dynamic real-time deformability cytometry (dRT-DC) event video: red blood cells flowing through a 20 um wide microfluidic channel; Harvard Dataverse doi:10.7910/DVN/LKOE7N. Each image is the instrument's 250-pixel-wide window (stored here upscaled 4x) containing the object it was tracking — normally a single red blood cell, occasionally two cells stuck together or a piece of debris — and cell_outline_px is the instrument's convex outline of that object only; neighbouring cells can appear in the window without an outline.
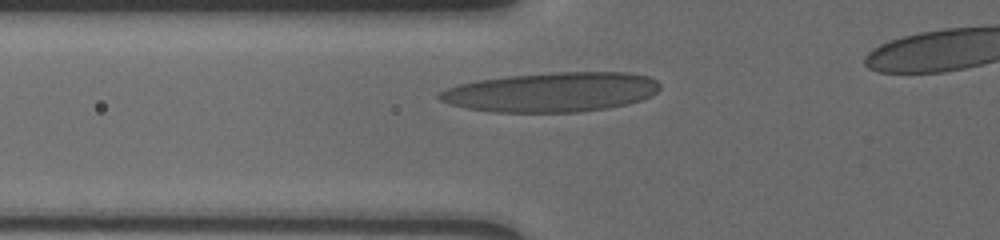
{"species": "human", "species_latin": "Homo sapiens", "temperature_condition": "cold", "stored_images_in_passage": 29, "camera_frame_rate_fps": 3000, "um_per_image_px": 0.085, "donor": {"sex": "male"}, "frame": {"image": 1, "passage_image": 2, "time_ms": 0.333, "image_size_px": [1000, 240], "cell_outline_px": [[660, 88], [652, 96], [628, 104], [608, 108], [580, 112], [496, 112], [468, 108], [452, 104], [440, 100], [436, 96], [440, 92], [448, 88], [460, 84], [476, 80], [508, 76], [556, 72], [628, 72], [648, 76], [656, 80], [660, 84]], "centroid_in_image_um": [46.93, 7.82], "position_along_channel_um": 78.9, "area_um2": 50.81}}
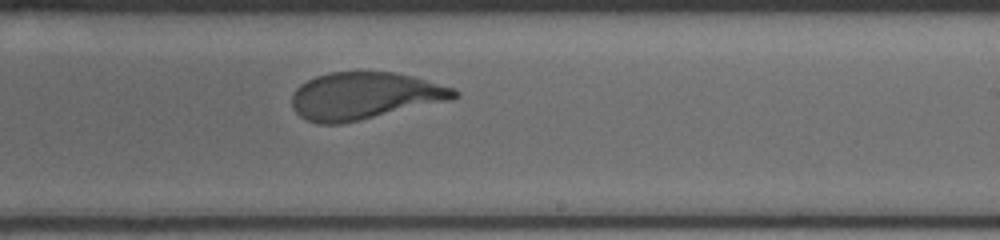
{"frame": {"image": 2, "passage_image": 17, "time_ms": 5.333, "image_size_px": [1000, 240], "cell_outline_px": [[460, 96], [452, 100], [360, 120], [340, 124], [316, 124], [304, 120], [292, 108], [292, 92], [300, 84], [316, 76], [332, 72], [392, 72], [412, 76], [456, 88], [460, 92]], "centroid_in_image_um": [30.99, 8.16], "position_along_channel_um": 258.0, "area_um2": 44.91}}
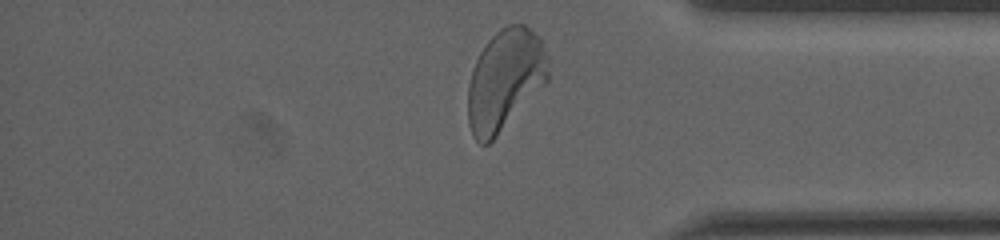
{"frame": {"image": 3, "passage_image": 29, "time_ms": 9.333, "image_size_px": [1000, 240], "cell_outline_px": [[548, 80], [496, 136], [488, 144], [480, 144], [476, 140], [468, 124], [468, 84], [472, 68], [480, 52], [488, 40], [500, 28], [508, 24], [524, 24], [540, 36], [548, 56]], "centroid_in_image_um": [42.92, 6.74], "position_along_channel_um": 392.3, "area_um2": 47.05}, "authors_computed_cell_mechanics": {"area_um2": 45.373, "velocity_mm_per_s": 3.5807, "shape_relaxation_time_tau1_ms": 4.238, "shape_relaxation_time_tau2_ms": null, "deformation_change_tau1": 0.184, "deformation_change_tau2": null}}